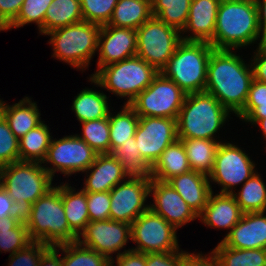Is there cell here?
I'll list each match as a JSON object with an SVG mask.
<instances>
[{
	"label": "cell",
	"instance_id": "f907efd6",
	"mask_svg": "<svg viewBox=\"0 0 266 266\" xmlns=\"http://www.w3.org/2000/svg\"><path fill=\"white\" fill-rule=\"evenodd\" d=\"M117 266H146V254L124 249L120 256H116Z\"/></svg>",
	"mask_w": 266,
	"mask_h": 266
},
{
	"label": "cell",
	"instance_id": "f5cc1de1",
	"mask_svg": "<svg viewBox=\"0 0 266 266\" xmlns=\"http://www.w3.org/2000/svg\"><path fill=\"white\" fill-rule=\"evenodd\" d=\"M59 257V245L51 246L39 261V266H63L62 257Z\"/></svg>",
	"mask_w": 266,
	"mask_h": 266
},
{
	"label": "cell",
	"instance_id": "4dcf8cb0",
	"mask_svg": "<svg viewBox=\"0 0 266 266\" xmlns=\"http://www.w3.org/2000/svg\"><path fill=\"white\" fill-rule=\"evenodd\" d=\"M83 21L80 0H53L45 13L44 35Z\"/></svg>",
	"mask_w": 266,
	"mask_h": 266
},
{
	"label": "cell",
	"instance_id": "bcb514c9",
	"mask_svg": "<svg viewBox=\"0 0 266 266\" xmlns=\"http://www.w3.org/2000/svg\"><path fill=\"white\" fill-rule=\"evenodd\" d=\"M24 0H0V31H4L18 16Z\"/></svg>",
	"mask_w": 266,
	"mask_h": 266
},
{
	"label": "cell",
	"instance_id": "816d5d0a",
	"mask_svg": "<svg viewBox=\"0 0 266 266\" xmlns=\"http://www.w3.org/2000/svg\"><path fill=\"white\" fill-rule=\"evenodd\" d=\"M11 215L22 214L17 211L14 201L9 197L8 193L0 185V218Z\"/></svg>",
	"mask_w": 266,
	"mask_h": 266
},
{
	"label": "cell",
	"instance_id": "b9f144b4",
	"mask_svg": "<svg viewBox=\"0 0 266 266\" xmlns=\"http://www.w3.org/2000/svg\"><path fill=\"white\" fill-rule=\"evenodd\" d=\"M20 161L19 139L5 119L0 121V168Z\"/></svg>",
	"mask_w": 266,
	"mask_h": 266
},
{
	"label": "cell",
	"instance_id": "ba28073f",
	"mask_svg": "<svg viewBox=\"0 0 266 266\" xmlns=\"http://www.w3.org/2000/svg\"><path fill=\"white\" fill-rule=\"evenodd\" d=\"M101 25L81 21L56 30L50 35L53 57L77 69L87 68L98 49Z\"/></svg>",
	"mask_w": 266,
	"mask_h": 266
},
{
	"label": "cell",
	"instance_id": "d6986e66",
	"mask_svg": "<svg viewBox=\"0 0 266 266\" xmlns=\"http://www.w3.org/2000/svg\"><path fill=\"white\" fill-rule=\"evenodd\" d=\"M265 212L244 213L221 242L234 249H266Z\"/></svg>",
	"mask_w": 266,
	"mask_h": 266
},
{
	"label": "cell",
	"instance_id": "db71d44e",
	"mask_svg": "<svg viewBox=\"0 0 266 266\" xmlns=\"http://www.w3.org/2000/svg\"><path fill=\"white\" fill-rule=\"evenodd\" d=\"M258 13V21L263 35L266 37V0H255Z\"/></svg>",
	"mask_w": 266,
	"mask_h": 266
},
{
	"label": "cell",
	"instance_id": "2e32d148",
	"mask_svg": "<svg viewBox=\"0 0 266 266\" xmlns=\"http://www.w3.org/2000/svg\"><path fill=\"white\" fill-rule=\"evenodd\" d=\"M151 181L128 179L110 191V219L130 224L149 209L145 201L149 196Z\"/></svg>",
	"mask_w": 266,
	"mask_h": 266
},
{
	"label": "cell",
	"instance_id": "680465c9",
	"mask_svg": "<svg viewBox=\"0 0 266 266\" xmlns=\"http://www.w3.org/2000/svg\"><path fill=\"white\" fill-rule=\"evenodd\" d=\"M114 263H115V260H114V259H113V260H110V261L107 263L106 266H116V265H114Z\"/></svg>",
	"mask_w": 266,
	"mask_h": 266
},
{
	"label": "cell",
	"instance_id": "6f0895ef",
	"mask_svg": "<svg viewBox=\"0 0 266 266\" xmlns=\"http://www.w3.org/2000/svg\"><path fill=\"white\" fill-rule=\"evenodd\" d=\"M5 102L0 99V121L4 119Z\"/></svg>",
	"mask_w": 266,
	"mask_h": 266
},
{
	"label": "cell",
	"instance_id": "c3c4849f",
	"mask_svg": "<svg viewBox=\"0 0 266 266\" xmlns=\"http://www.w3.org/2000/svg\"><path fill=\"white\" fill-rule=\"evenodd\" d=\"M251 60L253 78L257 81L266 83V41L258 43V48L254 52Z\"/></svg>",
	"mask_w": 266,
	"mask_h": 266
},
{
	"label": "cell",
	"instance_id": "74e56055",
	"mask_svg": "<svg viewBox=\"0 0 266 266\" xmlns=\"http://www.w3.org/2000/svg\"><path fill=\"white\" fill-rule=\"evenodd\" d=\"M63 266H106L110 261L95 250L82 246L78 241L59 245Z\"/></svg>",
	"mask_w": 266,
	"mask_h": 266
},
{
	"label": "cell",
	"instance_id": "4fadbf2b",
	"mask_svg": "<svg viewBox=\"0 0 266 266\" xmlns=\"http://www.w3.org/2000/svg\"><path fill=\"white\" fill-rule=\"evenodd\" d=\"M255 162L239 146L221 142L215 154L209 182L221 185L220 193L232 194L234 186L244 184L255 172Z\"/></svg>",
	"mask_w": 266,
	"mask_h": 266
},
{
	"label": "cell",
	"instance_id": "603a6c76",
	"mask_svg": "<svg viewBox=\"0 0 266 266\" xmlns=\"http://www.w3.org/2000/svg\"><path fill=\"white\" fill-rule=\"evenodd\" d=\"M199 216L207 205L212 186L207 175L190 170L167 181Z\"/></svg>",
	"mask_w": 266,
	"mask_h": 266
},
{
	"label": "cell",
	"instance_id": "ab89813d",
	"mask_svg": "<svg viewBox=\"0 0 266 266\" xmlns=\"http://www.w3.org/2000/svg\"><path fill=\"white\" fill-rule=\"evenodd\" d=\"M53 0H24L17 18L4 30L19 28L35 23L39 33L44 35V18L46 10Z\"/></svg>",
	"mask_w": 266,
	"mask_h": 266
},
{
	"label": "cell",
	"instance_id": "9f6ffc18",
	"mask_svg": "<svg viewBox=\"0 0 266 266\" xmlns=\"http://www.w3.org/2000/svg\"><path fill=\"white\" fill-rule=\"evenodd\" d=\"M260 127L261 132L263 134V139L266 141V118L260 119L258 120L255 125H257Z\"/></svg>",
	"mask_w": 266,
	"mask_h": 266
},
{
	"label": "cell",
	"instance_id": "6da1fadb",
	"mask_svg": "<svg viewBox=\"0 0 266 266\" xmlns=\"http://www.w3.org/2000/svg\"><path fill=\"white\" fill-rule=\"evenodd\" d=\"M232 50L213 49L207 65L205 92L235 115L244 107L253 81L251 63Z\"/></svg>",
	"mask_w": 266,
	"mask_h": 266
},
{
	"label": "cell",
	"instance_id": "ac0fdd59",
	"mask_svg": "<svg viewBox=\"0 0 266 266\" xmlns=\"http://www.w3.org/2000/svg\"><path fill=\"white\" fill-rule=\"evenodd\" d=\"M98 70L136 56L137 32L132 28L103 25L98 38Z\"/></svg>",
	"mask_w": 266,
	"mask_h": 266
},
{
	"label": "cell",
	"instance_id": "60d3db41",
	"mask_svg": "<svg viewBox=\"0 0 266 266\" xmlns=\"http://www.w3.org/2000/svg\"><path fill=\"white\" fill-rule=\"evenodd\" d=\"M118 0H80L83 21L107 25Z\"/></svg>",
	"mask_w": 266,
	"mask_h": 266
},
{
	"label": "cell",
	"instance_id": "7dc6e473",
	"mask_svg": "<svg viewBox=\"0 0 266 266\" xmlns=\"http://www.w3.org/2000/svg\"><path fill=\"white\" fill-rule=\"evenodd\" d=\"M182 250L146 254V266H181Z\"/></svg>",
	"mask_w": 266,
	"mask_h": 266
},
{
	"label": "cell",
	"instance_id": "f1b7e54d",
	"mask_svg": "<svg viewBox=\"0 0 266 266\" xmlns=\"http://www.w3.org/2000/svg\"><path fill=\"white\" fill-rule=\"evenodd\" d=\"M108 98L100 90L85 88L75 96L71 109L80 123L105 118L110 113Z\"/></svg>",
	"mask_w": 266,
	"mask_h": 266
},
{
	"label": "cell",
	"instance_id": "d4e9b609",
	"mask_svg": "<svg viewBox=\"0 0 266 266\" xmlns=\"http://www.w3.org/2000/svg\"><path fill=\"white\" fill-rule=\"evenodd\" d=\"M190 170L185 147L182 141L177 139L162 152L152 166V176L155 180L167 182L172 177Z\"/></svg>",
	"mask_w": 266,
	"mask_h": 266
},
{
	"label": "cell",
	"instance_id": "7bdbcfd3",
	"mask_svg": "<svg viewBox=\"0 0 266 266\" xmlns=\"http://www.w3.org/2000/svg\"><path fill=\"white\" fill-rule=\"evenodd\" d=\"M51 246L39 241H32L25 248L9 255V266H39L41 256ZM11 260V261H10Z\"/></svg>",
	"mask_w": 266,
	"mask_h": 266
},
{
	"label": "cell",
	"instance_id": "3957f363",
	"mask_svg": "<svg viewBox=\"0 0 266 266\" xmlns=\"http://www.w3.org/2000/svg\"><path fill=\"white\" fill-rule=\"evenodd\" d=\"M30 239L49 246L78 241L70 229L62 204V185L38 198L23 215Z\"/></svg>",
	"mask_w": 266,
	"mask_h": 266
},
{
	"label": "cell",
	"instance_id": "5bb4252c",
	"mask_svg": "<svg viewBox=\"0 0 266 266\" xmlns=\"http://www.w3.org/2000/svg\"><path fill=\"white\" fill-rule=\"evenodd\" d=\"M135 142L142 158L151 165L177 139V120L163 117H139Z\"/></svg>",
	"mask_w": 266,
	"mask_h": 266
},
{
	"label": "cell",
	"instance_id": "83f0119b",
	"mask_svg": "<svg viewBox=\"0 0 266 266\" xmlns=\"http://www.w3.org/2000/svg\"><path fill=\"white\" fill-rule=\"evenodd\" d=\"M151 17V0H118L107 25L137 30Z\"/></svg>",
	"mask_w": 266,
	"mask_h": 266
},
{
	"label": "cell",
	"instance_id": "f35d334b",
	"mask_svg": "<svg viewBox=\"0 0 266 266\" xmlns=\"http://www.w3.org/2000/svg\"><path fill=\"white\" fill-rule=\"evenodd\" d=\"M82 134H76L98 154H110L109 118L81 122Z\"/></svg>",
	"mask_w": 266,
	"mask_h": 266
},
{
	"label": "cell",
	"instance_id": "30bf717a",
	"mask_svg": "<svg viewBox=\"0 0 266 266\" xmlns=\"http://www.w3.org/2000/svg\"><path fill=\"white\" fill-rule=\"evenodd\" d=\"M186 93L159 72L129 104L139 117L178 118Z\"/></svg>",
	"mask_w": 266,
	"mask_h": 266
},
{
	"label": "cell",
	"instance_id": "f6af8a7d",
	"mask_svg": "<svg viewBox=\"0 0 266 266\" xmlns=\"http://www.w3.org/2000/svg\"><path fill=\"white\" fill-rule=\"evenodd\" d=\"M260 104H266V83L253 79L244 107L236 114L245 120Z\"/></svg>",
	"mask_w": 266,
	"mask_h": 266
},
{
	"label": "cell",
	"instance_id": "9a60e30c",
	"mask_svg": "<svg viewBox=\"0 0 266 266\" xmlns=\"http://www.w3.org/2000/svg\"><path fill=\"white\" fill-rule=\"evenodd\" d=\"M82 236V237H81ZM83 238V240L81 239ZM131 240V225L111 219L89 221L85 230L79 235L78 242L89 249L113 260L112 254L120 252Z\"/></svg>",
	"mask_w": 266,
	"mask_h": 266
},
{
	"label": "cell",
	"instance_id": "5b68a950",
	"mask_svg": "<svg viewBox=\"0 0 266 266\" xmlns=\"http://www.w3.org/2000/svg\"><path fill=\"white\" fill-rule=\"evenodd\" d=\"M159 72L139 56H133L96 70L89 81L107 89L121 98L126 97L129 105L139 93L144 91Z\"/></svg>",
	"mask_w": 266,
	"mask_h": 266
},
{
	"label": "cell",
	"instance_id": "8d00e7d4",
	"mask_svg": "<svg viewBox=\"0 0 266 266\" xmlns=\"http://www.w3.org/2000/svg\"><path fill=\"white\" fill-rule=\"evenodd\" d=\"M191 2L192 0H151L152 16L182 33Z\"/></svg>",
	"mask_w": 266,
	"mask_h": 266
},
{
	"label": "cell",
	"instance_id": "e575fe53",
	"mask_svg": "<svg viewBox=\"0 0 266 266\" xmlns=\"http://www.w3.org/2000/svg\"><path fill=\"white\" fill-rule=\"evenodd\" d=\"M243 213L266 212V185L255 172L237 193H232Z\"/></svg>",
	"mask_w": 266,
	"mask_h": 266
},
{
	"label": "cell",
	"instance_id": "ee69618b",
	"mask_svg": "<svg viewBox=\"0 0 266 266\" xmlns=\"http://www.w3.org/2000/svg\"><path fill=\"white\" fill-rule=\"evenodd\" d=\"M89 221L110 219V194L109 192H86Z\"/></svg>",
	"mask_w": 266,
	"mask_h": 266
},
{
	"label": "cell",
	"instance_id": "d590c367",
	"mask_svg": "<svg viewBox=\"0 0 266 266\" xmlns=\"http://www.w3.org/2000/svg\"><path fill=\"white\" fill-rule=\"evenodd\" d=\"M212 251L219 266H266V249H234L219 242Z\"/></svg>",
	"mask_w": 266,
	"mask_h": 266
},
{
	"label": "cell",
	"instance_id": "836d02e7",
	"mask_svg": "<svg viewBox=\"0 0 266 266\" xmlns=\"http://www.w3.org/2000/svg\"><path fill=\"white\" fill-rule=\"evenodd\" d=\"M110 125V154L120 147L125 141L135 136L136 128L139 122V116L135 110L127 104H124L122 110L117 114L108 115Z\"/></svg>",
	"mask_w": 266,
	"mask_h": 266
},
{
	"label": "cell",
	"instance_id": "484cf974",
	"mask_svg": "<svg viewBox=\"0 0 266 266\" xmlns=\"http://www.w3.org/2000/svg\"><path fill=\"white\" fill-rule=\"evenodd\" d=\"M123 167L126 179L151 181L152 167L148 164L137 148L135 137H131L111 153Z\"/></svg>",
	"mask_w": 266,
	"mask_h": 266
},
{
	"label": "cell",
	"instance_id": "11a10c76",
	"mask_svg": "<svg viewBox=\"0 0 266 266\" xmlns=\"http://www.w3.org/2000/svg\"><path fill=\"white\" fill-rule=\"evenodd\" d=\"M263 118H266V104H260L244 121L254 125Z\"/></svg>",
	"mask_w": 266,
	"mask_h": 266
},
{
	"label": "cell",
	"instance_id": "cb8c5ba5",
	"mask_svg": "<svg viewBox=\"0 0 266 266\" xmlns=\"http://www.w3.org/2000/svg\"><path fill=\"white\" fill-rule=\"evenodd\" d=\"M40 115L36 102H32L29 97L13 105L5 103L4 119L18 139L43 122Z\"/></svg>",
	"mask_w": 266,
	"mask_h": 266
},
{
	"label": "cell",
	"instance_id": "44dd1931",
	"mask_svg": "<svg viewBox=\"0 0 266 266\" xmlns=\"http://www.w3.org/2000/svg\"><path fill=\"white\" fill-rule=\"evenodd\" d=\"M243 214L233 194L218 192L214 195L212 191L207 205L198 218L207 227L230 229V232Z\"/></svg>",
	"mask_w": 266,
	"mask_h": 266
},
{
	"label": "cell",
	"instance_id": "277c9868",
	"mask_svg": "<svg viewBox=\"0 0 266 266\" xmlns=\"http://www.w3.org/2000/svg\"><path fill=\"white\" fill-rule=\"evenodd\" d=\"M230 111L206 92L186 94L177 118L178 138L216 140Z\"/></svg>",
	"mask_w": 266,
	"mask_h": 266
},
{
	"label": "cell",
	"instance_id": "8fae6325",
	"mask_svg": "<svg viewBox=\"0 0 266 266\" xmlns=\"http://www.w3.org/2000/svg\"><path fill=\"white\" fill-rule=\"evenodd\" d=\"M176 232L162 216L148 209L131 223V241L137 246L130 249L144 254L177 251Z\"/></svg>",
	"mask_w": 266,
	"mask_h": 266
},
{
	"label": "cell",
	"instance_id": "f546056e",
	"mask_svg": "<svg viewBox=\"0 0 266 266\" xmlns=\"http://www.w3.org/2000/svg\"><path fill=\"white\" fill-rule=\"evenodd\" d=\"M178 139L182 141L185 147L190 169L208 176L212 172L215 154L222 141L197 138Z\"/></svg>",
	"mask_w": 266,
	"mask_h": 266
},
{
	"label": "cell",
	"instance_id": "e0dca14e",
	"mask_svg": "<svg viewBox=\"0 0 266 266\" xmlns=\"http://www.w3.org/2000/svg\"><path fill=\"white\" fill-rule=\"evenodd\" d=\"M151 195L154 203L149 205V209L162 216L177 230L198 218V215L168 182L152 179L149 188V196Z\"/></svg>",
	"mask_w": 266,
	"mask_h": 266
},
{
	"label": "cell",
	"instance_id": "1f68e13d",
	"mask_svg": "<svg viewBox=\"0 0 266 266\" xmlns=\"http://www.w3.org/2000/svg\"><path fill=\"white\" fill-rule=\"evenodd\" d=\"M44 122L19 139L20 161L42 163L45 160L53 136Z\"/></svg>",
	"mask_w": 266,
	"mask_h": 266
},
{
	"label": "cell",
	"instance_id": "ffe728a7",
	"mask_svg": "<svg viewBox=\"0 0 266 266\" xmlns=\"http://www.w3.org/2000/svg\"><path fill=\"white\" fill-rule=\"evenodd\" d=\"M221 0H192L188 19L182 33L192 31L191 35H181L185 41L211 42L215 33L216 17ZM184 32V33H183Z\"/></svg>",
	"mask_w": 266,
	"mask_h": 266
},
{
	"label": "cell",
	"instance_id": "9c48e42d",
	"mask_svg": "<svg viewBox=\"0 0 266 266\" xmlns=\"http://www.w3.org/2000/svg\"><path fill=\"white\" fill-rule=\"evenodd\" d=\"M136 32V55L161 72L182 41L181 32L153 16Z\"/></svg>",
	"mask_w": 266,
	"mask_h": 266
},
{
	"label": "cell",
	"instance_id": "7402d4cb",
	"mask_svg": "<svg viewBox=\"0 0 266 266\" xmlns=\"http://www.w3.org/2000/svg\"><path fill=\"white\" fill-rule=\"evenodd\" d=\"M85 172L88 177L82 188L85 192H109L126 179L122 164L112 154H98Z\"/></svg>",
	"mask_w": 266,
	"mask_h": 266
},
{
	"label": "cell",
	"instance_id": "52a82bcc",
	"mask_svg": "<svg viewBox=\"0 0 266 266\" xmlns=\"http://www.w3.org/2000/svg\"><path fill=\"white\" fill-rule=\"evenodd\" d=\"M213 49L209 42L182 40L161 73L186 94L205 92L207 65Z\"/></svg>",
	"mask_w": 266,
	"mask_h": 266
},
{
	"label": "cell",
	"instance_id": "7c38bea8",
	"mask_svg": "<svg viewBox=\"0 0 266 266\" xmlns=\"http://www.w3.org/2000/svg\"><path fill=\"white\" fill-rule=\"evenodd\" d=\"M98 153L77 135H66L51 140L45 160L50 163L45 170L53 178L56 172L70 176L76 172H85L95 161ZM52 165V166H51Z\"/></svg>",
	"mask_w": 266,
	"mask_h": 266
},
{
	"label": "cell",
	"instance_id": "681fc988",
	"mask_svg": "<svg viewBox=\"0 0 266 266\" xmlns=\"http://www.w3.org/2000/svg\"><path fill=\"white\" fill-rule=\"evenodd\" d=\"M206 255L182 251L181 266H219L213 251L209 255Z\"/></svg>",
	"mask_w": 266,
	"mask_h": 266
},
{
	"label": "cell",
	"instance_id": "4316f807",
	"mask_svg": "<svg viewBox=\"0 0 266 266\" xmlns=\"http://www.w3.org/2000/svg\"><path fill=\"white\" fill-rule=\"evenodd\" d=\"M69 185H62V204L70 229L79 237L89 223L87 194L82 189L76 192Z\"/></svg>",
	"mask_w": 266,
	"mask_h": 266
},
{
	"label": "cell",
	"instance_id": "8992f818",
	"mask_svg": "<svg viewBox=\"0 0 266 266\" xmlns=\"http://www.w3.org/2000/svg\"><path fill=\"white\" fill-rule=\"evenodd\" d=\"M52 181L53 178L39 162L17 161L0 168V185L22 215L54 187Z\"/></svg>",
	"mask_w": 266,
	"mask_h": 266
},
{
	"label": "cell",
	"instance_id": "d6a6232c",
	"mask_svg": "<svg viewBox=\"0 0 266 266\" xmlns=\"http://www.w3.org/2000/svg\"><path fill=\"white\" fill-rule=\"evenodd\" d=\"M28 229L23 215H11L0 218V251L14 254L30 244Z\"/></svg>",
	"mask_w": 266,
	"mask_h": 266
},
{
	"label": "cell",
	"instance_id": "7a4b0ae2",
	"mask_svg": "<svg viewBox=\"0 0 266 266\" xmlns=\"http://www.w3.org/2000/svg\"><path fill=\"white\" fill-rule=\"evenodd\" d=\"M261 37V38H260ZM266 41L258 21L255 0H221L216 17L214 49H240Z\"/></svg>",
	"mask_w": 266,
	"mask_h": 266
}]
</instances>
